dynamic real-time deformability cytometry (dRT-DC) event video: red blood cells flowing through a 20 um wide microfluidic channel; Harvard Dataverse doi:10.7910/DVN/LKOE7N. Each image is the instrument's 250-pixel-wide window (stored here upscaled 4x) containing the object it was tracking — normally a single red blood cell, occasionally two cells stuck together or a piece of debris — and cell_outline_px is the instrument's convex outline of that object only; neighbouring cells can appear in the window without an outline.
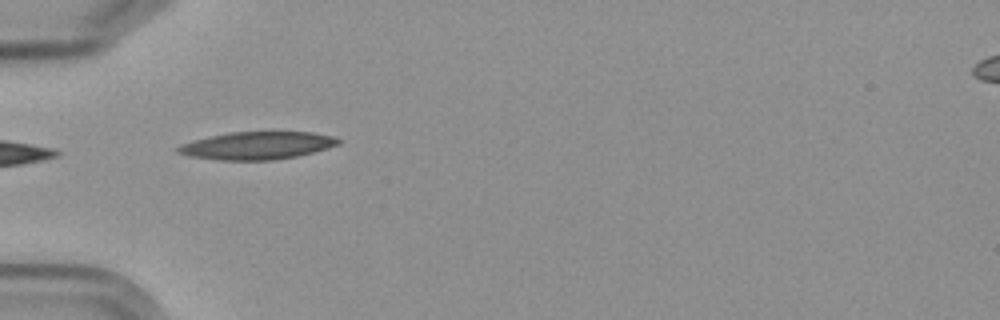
{"species": "Egyptian fruit bat (a non-hibernating species)", "species_latin": "Rousettus aegyptiacus", "temperature_condition": "cold", "stored_images_in_passage": 7, "camera_frame_rate_fps": 3000, "um_per_image_px": 0.085, "frame": {"image": 1, "passage_image": 7, "time_ms": 7.0, "image_size_px": [1000, 320], "cell_outline_px": [[340, 144], [328, 148], [296, 156], [272, 160], [220, 160], [188, 156], [176, 152], [176, 148], [180, 144], [192, 140], [228, 132], [312, 132], [336, 136], [340, 140]], "centroid_in_image_um": [21.84, 12.37], "position_along_channel_um": 63.2, "area_um2": 25.95}}